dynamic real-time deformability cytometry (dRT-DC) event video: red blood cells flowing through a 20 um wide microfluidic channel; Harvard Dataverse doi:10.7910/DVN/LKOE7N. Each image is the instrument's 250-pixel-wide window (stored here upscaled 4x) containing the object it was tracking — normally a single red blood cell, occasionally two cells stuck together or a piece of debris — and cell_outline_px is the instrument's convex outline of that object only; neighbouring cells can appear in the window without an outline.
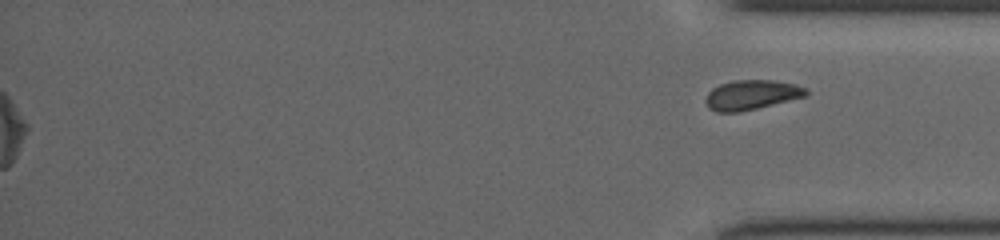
{"species": "common noctule bat (a hibernating species)", "species_latin": "Nyctalus noctula", "temperature_condition": "cold", "stored_images_in_passage": 43, "segment_of_instrument_passage": [2, 2], "camera_frame_rate_fps": 3000, "um_per_image_px": 0.085, "animal": {"sex": "female", "body_mass_g": 19.5, "forearm_length_mm": 54.1}, "frame": {"image": 1, "passage_image": 43, "time_ms": 14.0, "image_size_px": [1000, 240], "cell_outline_px": [[808, 96], [756, 108], [736, 112], [716, 112], [708, 108], [704, 100], [708, 92], [712, 88], [720, 84], [732, 80], [772, 80], [796, 84], [808, 88]], "centroid_in_image_um": [63.88, 8.05], "position_along_channel_um": 371.3, "area_um2": 17.51}}